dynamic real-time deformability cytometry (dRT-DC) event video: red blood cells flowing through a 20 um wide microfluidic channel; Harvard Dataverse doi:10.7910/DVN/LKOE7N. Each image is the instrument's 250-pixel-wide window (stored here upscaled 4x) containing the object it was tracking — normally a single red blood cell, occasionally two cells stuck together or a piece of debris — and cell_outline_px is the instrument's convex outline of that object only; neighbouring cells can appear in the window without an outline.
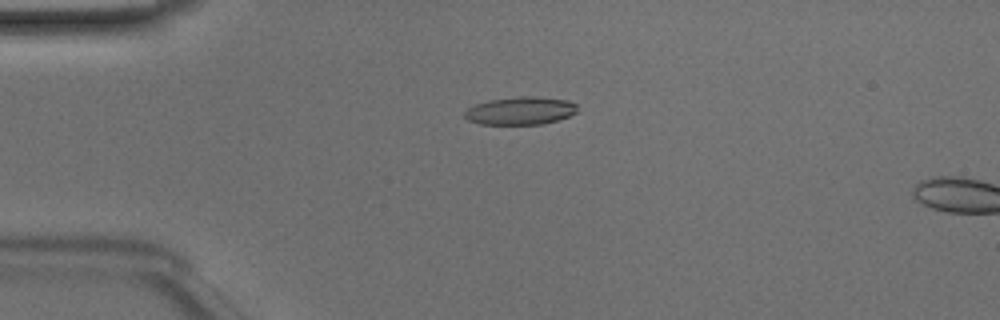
{"species": "Egyptian fruit bat (a non-hibernating species)", "species_latin": "Rousettus aegyptiacus", "temperature_condition": "room temperature", "stored_images_in_passage": 14, "camera_frame_rate_fps": 3000, "um_per_image_px": 0.085, "animal": {"sex": "male"}, "frame": {"image": 1, "passage_image": 12, "time_ms": 3.667, "image_size_px": [1000, 320], "cell_outline_px": [[576, 112], [568, 116], [556, 120], [540, 124], [480, 124], [468, 120], [464, 116], [464, 112], [468, 108], [476, 104], [488, 100], [520, 96], [536, 96], [568, 100], [576, 104]], "centroid_in_image_um": [44.21, 9.4], "position_along_channel_um": 40.8, "area_um2": 18.21}}